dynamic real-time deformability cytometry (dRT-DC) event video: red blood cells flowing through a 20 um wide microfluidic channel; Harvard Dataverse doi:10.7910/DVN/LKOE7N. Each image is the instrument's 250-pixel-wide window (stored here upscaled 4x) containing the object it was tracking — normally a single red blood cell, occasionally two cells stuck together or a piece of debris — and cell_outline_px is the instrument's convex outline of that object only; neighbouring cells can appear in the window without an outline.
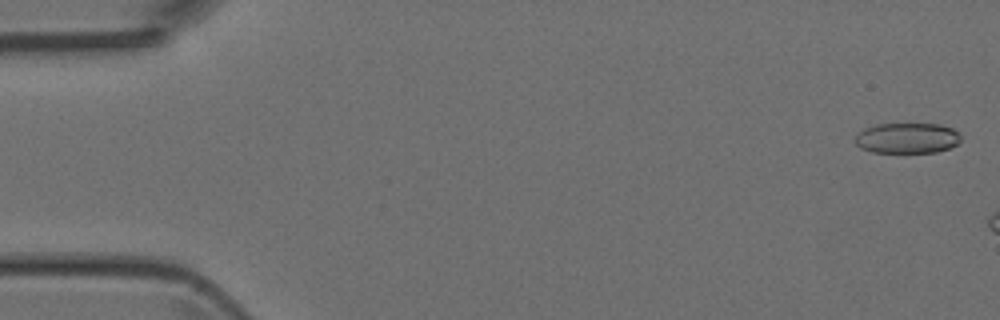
{"species": "Egyptian fruit bat (a non-hibernating species)", "species_latin": "Rousettus aegyptiacus", "temperature_condition": "room temperature", "stored_images_in_passage": 7, "camera_frame_rate_fps": 3000, "um_per_image_px": 0.085, "animal": {"sex": "female"}, "frame": {"image": 1, "passage_image": 1, "time_ms": 0.0, "image_size_px": [1000, 320], "cell_outline_px": [[960, 140], [956, 144], [948, 148], [936, 152], [872, 152], [860, 148], [852, 140], [864, 128], [876, 124], [940, 124], [952, 128], [960, 132]], "centroid_in_image_um": [77.09, 11.73], "position_along_channel_um": 7.9, "area_um2": 18.84}}